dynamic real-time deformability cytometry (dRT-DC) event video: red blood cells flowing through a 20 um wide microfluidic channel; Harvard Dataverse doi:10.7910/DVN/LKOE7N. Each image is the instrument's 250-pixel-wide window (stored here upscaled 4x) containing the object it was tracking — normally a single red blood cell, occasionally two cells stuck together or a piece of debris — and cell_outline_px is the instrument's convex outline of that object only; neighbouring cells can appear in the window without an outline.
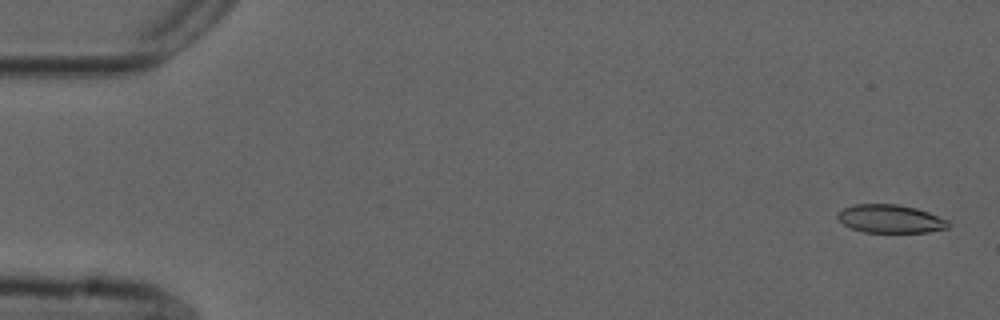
{"species": "common noctule bat (a hibernating species)", "species_latin": "Nyctalus noctula", "temperature_condition": "cold", "stored_images_in_passage": 36, "camera_frame_rate_fps": 3000, "um_per_image_px": 0.085, "animal": {"sex": "male", "forearm_length_mm": 52.5}, "frame": {"image": 1, "passage_image": 2, "time_ms": 0.333, "image_size_px": [1000, 320], "cell_outline_px": [[952, 224], [948, 228], [928, 232], [864, 232], [852, 228], [844, 224], [836, 216], [836, 212], [852, 204], [896, 204], [916, 208], [928, 212], [948, 220]], "centroid_in_image_um": [75.69, 18.59], "position_along_channel_um": 9.3, "area_um2": 18.26}}
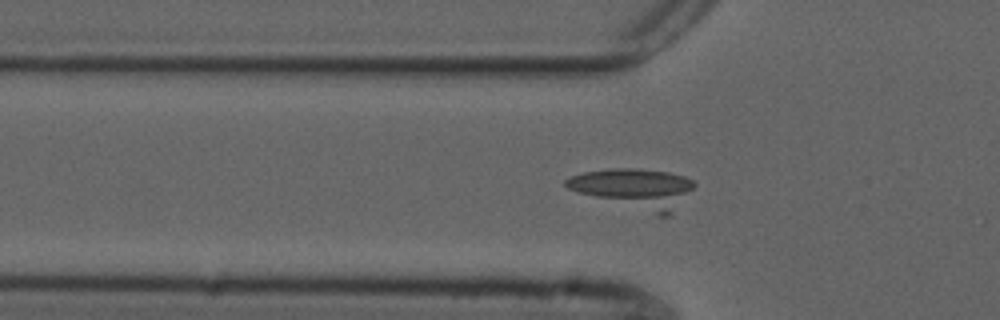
{"frame": {"image": 2, "passage_image": 18, "time_ms": 5.667, "image_size_px": [1000, 320], "cell_outline_px": [[696, 184], [668, 216], [656, 216], [580, 192], [568, 188], [564, 184], [564, 180], [568, 176], [584, 172], [612, 168], [636, 168], [668, 172], [684, 176], [692, 180]], "centroid_in_image_um": [53.92, 16.0], "position_along_channel_um": 71.9, "area_um2": 29.3}}
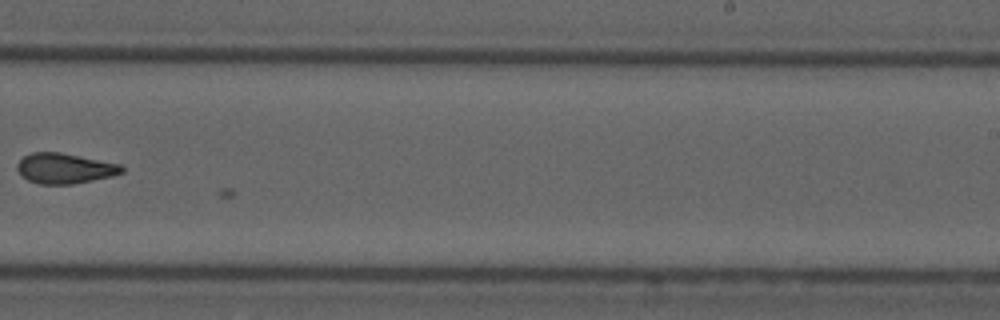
{"frame": {"image": 3, "passage_image": 35, "time_ms": 11.333, "image_size_px": [1000, 320], "cell_outline_px": [[124, 172], [112, 176], [72, 184], [40, 184], [28, 180], [20, 176], [16, 168], [16, 164], [24, 156], [32, 152], [60, 152], [120, 164], [124, 168]], "centroid_in_image_um": [5.47, 14.31], "position_along_channel_um": 283.5, "area_um2": 18.5}}